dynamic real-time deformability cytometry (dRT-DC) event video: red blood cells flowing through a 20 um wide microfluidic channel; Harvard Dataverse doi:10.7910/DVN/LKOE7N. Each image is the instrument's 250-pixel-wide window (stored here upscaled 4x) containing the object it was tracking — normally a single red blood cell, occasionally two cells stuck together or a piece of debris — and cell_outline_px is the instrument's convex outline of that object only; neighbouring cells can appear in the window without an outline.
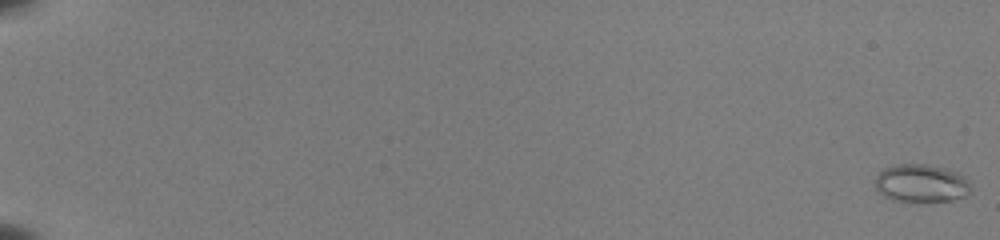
{"species": "common noctule bat (a hibernating species)", "species_latin": "Nyctalus noctula", "temperature_condition": "room temperature", "stored_images_in_passage": 55, "camera_frame_rate_fps": 3000, "um_per_image_px": 0.085, "animal": {"sex": "female", "body_mass_g": 22.0, "forearm_length_mm": 56.7}, "frame": {"image": 1, "passage_image": 1, "time_ms": 0.0, "image_size_px": [1000, 240], "cell_outline_px": [[972, 192], [968, 196], [952, 200], [892, 200], [884, 196], [876, 188], [876, 176], [884, 168], [896, 164], [924, 164], [944, 168], [956, 172], [964, 176], [968, 180], [972, 188]], "centroid_in_image_um": [78.35, 15.57], "position_along_channel_um": 6.7, "area_um2": 20.98}}
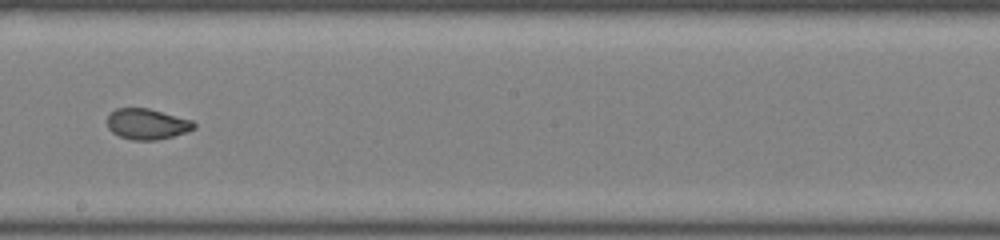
{"frame": {"image": 2, "passage_image": 35, "time_ms": 11.333, "image_size_px": [1000, 240], "cell_outline_px": [[196, 128], [172, 136], [156, 140], [132, 140], [120, 136], [112, 132], [108, 128], [108, 116], [116, 108], [148, 108], [192, 120], [196, 124]], "centroid_in_image_um": [12.5, 10.54], "position_along_channel_um": 235.7, "area_um2": 15.37}}
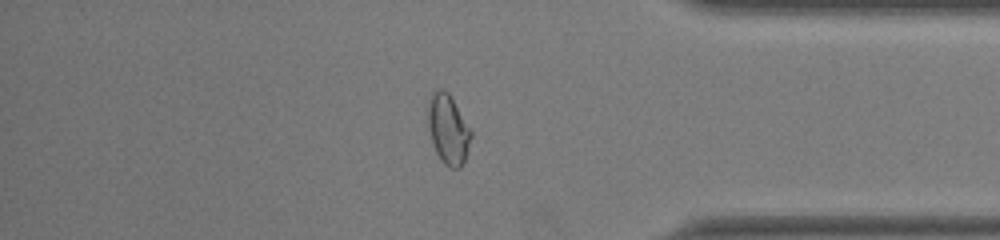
{"frame": {"image": 3, "passage_image": 48, "time_ms": 15.667, "image_size_px": [1000, 240], "cell_outline_px": [[472, 136], [468, 152], [460, 168], [452, 168], [444, 164], [440, 160], [432, 144], [428, 128], [428, 108], [432, 92], [436, 88], [444, 88], [448, 92], [472, 132]], "centroid_in_image_um": [38.08, 11.0], "position_along_channel_um": 397.1, "area_um2": 17.51}, "authors_computed_cell_mechanics": {"area_um2": 17.34, "velocity_mm_per_s": 3.9929, "shape_relaxation_time_tau1_ms": null, "shape_relaxation_time_tau2_ms": 0.9306, "deformation_change_tau1": null, "deformation_change_tau2": 0.0544}}